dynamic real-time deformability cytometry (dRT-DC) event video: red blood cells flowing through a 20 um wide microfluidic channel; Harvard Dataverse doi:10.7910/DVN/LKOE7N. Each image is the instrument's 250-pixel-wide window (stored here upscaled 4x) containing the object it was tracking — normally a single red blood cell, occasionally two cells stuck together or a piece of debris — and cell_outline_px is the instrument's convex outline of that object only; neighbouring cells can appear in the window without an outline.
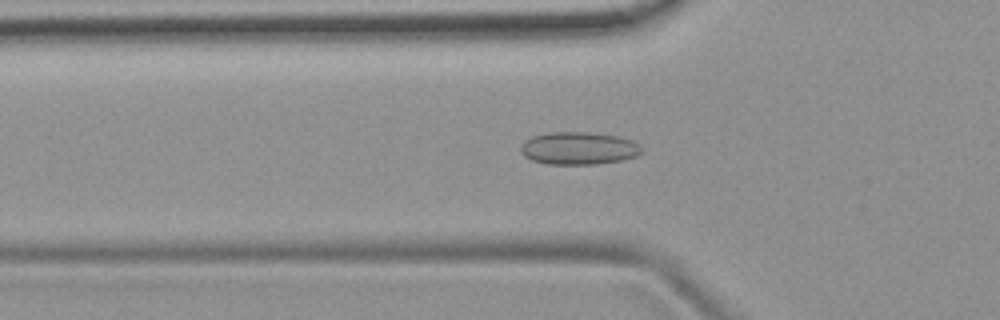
{"species": "common noctule bat (a hibernating species)", "species_latin": "Nyctalus noctula", "temperature_condition": "room temperature", "stored_images_in_passage": 42, "camera_frame_rate_fps": 3000, "um_per_image_px": 0.085, "animal": {"sex": "female", "body_mass_g": 19.9}, "frame": {"image": 1, "passage_image": 8, "time_ms": 2.333, "image_size_px": [1000, 320], "cell_outline_px": [[644, 152], [636, 156], [624, 160], [596, 164], [548, 164], [532, 160], [524, 156], [520, 152], [520, 148], [524, 140], [532, 136], [548, 132], [588, 132], [616, 136], [632, 140], [644, 148]], "centroid_in_image_um": [49.2, 12.6], "position_along_channel_um": 76.6, "area_um2": 23.24}}
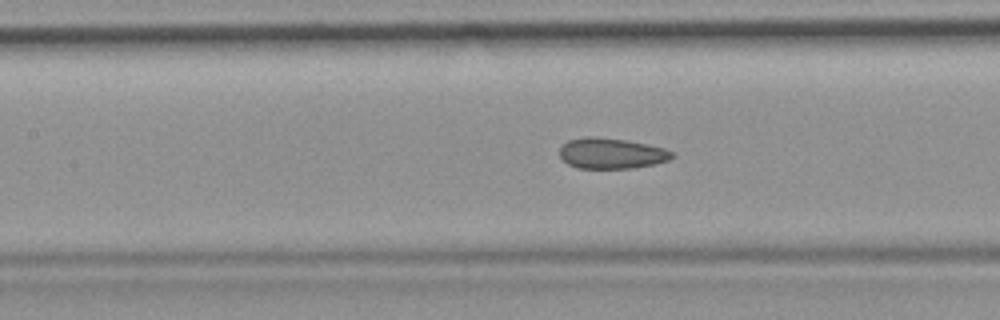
{"frame": {"image": 2, "passage_image": 14, "time_ms": 4.333, "image_size_px": [1000, 320], "cell_outline_px": [[676, 156], [668, 160], [656, 164], [632, 168], [576, 168], [568, 164], [560, 156], [560, 148], [568, 140], [584, 136], [596, 136], [628, 140], [648, 144], [664, 148], [676, 152]], "centroid_in_image_um": [52.01, 13.02], "position_along_channel_um": 155.4, "area_um2": 20.4}}
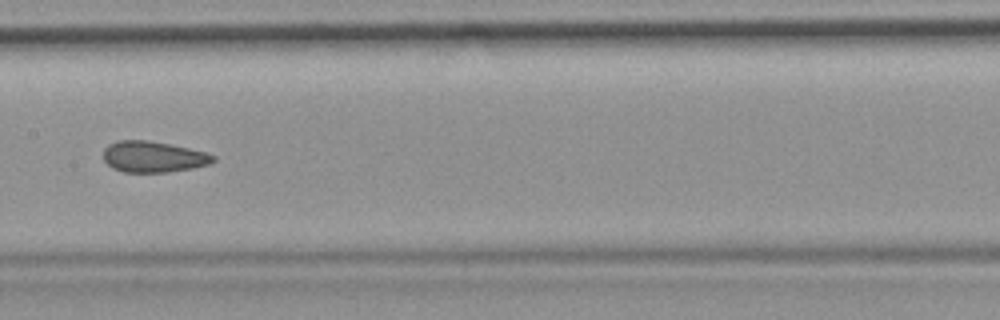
{"frame": {"image": 3, "passage_image": 17, "time_ms": 5.333, "image_size_px": [1000, 320], "cell_outline_px": [[216, 160], [208, 164], [192, 168], [168, 172], [124, 172], [112, 168], [104, 160], [104, 148], [108, 144], [116, 140], [148, 140], [188, 148], [204, 152], [216, 156]], "centroid_in_image_um": [13.0, 13.32], "position_along_channel_um": 194.4, "area_um2": 19.83}, "authors_computed_cell_mechanics": {"area_um2": 20.4034, "velocity_mm_per_s": 3.9105, "shape_relaxation_time_tau1_ms": null, "shape_relaxation_time_tau2_ms": 1.7485, "deformation_change_tau1": null, "deformation_change_tau2": 0.0802}}